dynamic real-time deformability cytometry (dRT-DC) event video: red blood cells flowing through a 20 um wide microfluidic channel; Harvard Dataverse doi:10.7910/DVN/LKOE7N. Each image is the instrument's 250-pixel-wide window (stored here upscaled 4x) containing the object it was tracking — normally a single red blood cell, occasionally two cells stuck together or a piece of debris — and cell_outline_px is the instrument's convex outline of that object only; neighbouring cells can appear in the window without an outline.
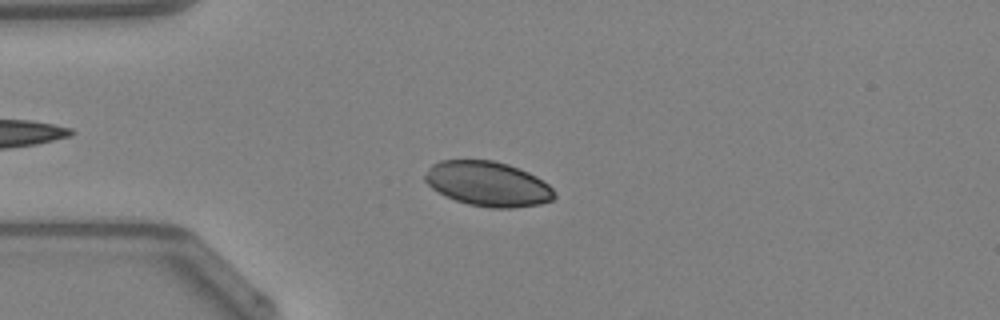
{"species": "Egyptian fruit bat (a non-hibernating species)", "species_latin": "Rousettus aegyptiacus", "temperature_condition": "warm", "stored_images_in_passage": 48, "camera_frame_rate_fps": 3000, "um_per_image_px": 0.085, "animal": {"sex": "female"}, "frame": {"image": 1, "passage_image": 12, "time_ms": 3.667, "image_size_px": [1000, 320], "cell_outline_px": [[556, 196], [552, 200], [540, 204], [512, 208], [492, 208], [468, 204], [444, 196], [432, 188], [424, 180], [424, 176], [428, 168], [432, 164], [440, 160], [492, 160], [508, 164], [520, 168], [536, 176], [548, 184], [556, 192]], "centroid_in_image_um": [41.47, 15.63], "position_along_channel_um": 43.5, "area_um2": 33.93}}
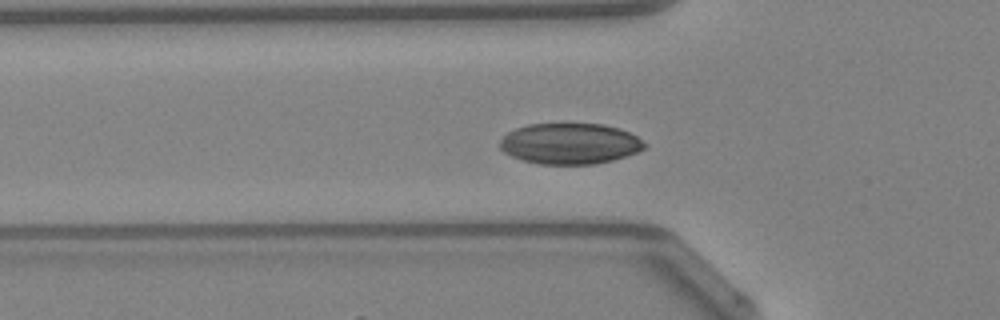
{"frame": {"image": 2, "passage_image": 16, "time_ms": 5.0, "image_size_px": [1000, 320], "cell_outline_px": [[648, 144], [644, 148], [636, 152], [612, 160], [596, 164], [536, 164], [512, 156], [504, 152], [500, 148], [500, 140], [508, 132], [516, 128], [528, 124], [604, 124], [620, 128], [636, 136]], "centroid_in_image_um": [48.44, 12.2], "position_along_channel_um": 77.4, "area_um2": 34.39}}
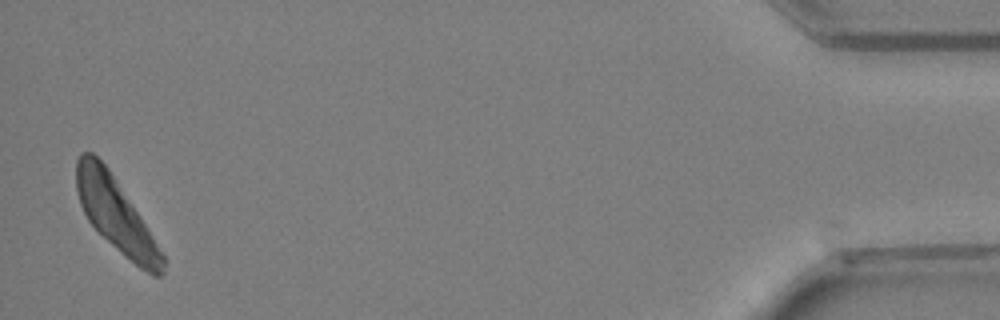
{"frame": {"image": 3, "passage_image": 47, "time_ms": 15.333, "image_size_px": [1000, 320], "cell_outline_px": [[164, 272], [160, 276], [152, 276], [140, 268], [124, 256], [88, 220], [80, 204], [76, 188], [76, 160], [80, 152], [92, 152], [108, 168], [132, 204], [164, 256]], "centroid_in_image_um": [9.82, 18.24], "position_along_channel_um": 425.4, "area_um2": 35.95}}